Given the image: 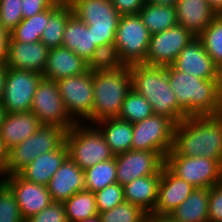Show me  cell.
Wrapping results in <instances>:
<instances>
[{"instance_id":"d4e9b609","label":"cell","mask_w":222,"mask_h":222,"mask_svg":"<svg viewBox=\"0 0 222 222\" xmlns=\"http://www.w3.org/2000/svg\"><path fill=\"white\" fill-rule=\"evenodd\" d=\"M161 170L157 174L136 178L123 186L125 202L140 207L148 215L154 212L157 202Z\"/></svg>"},{"instance_id":"83f0119b","label":"cell","mask_w":222,"mask_h":222,"mask_svg":"<svg viewBox=\"0 0 222 222\" xmlns=\"http://www.w3.org/2000/svg\"><path fill=\"white\" fill-rule=\"evenodd\" d=\"M209 188H195L168 216L175 222H208Z\"/></svg>"},{"instance_id":"681fc988","label":"cell","mask_w":222,"mask_h":222,"mask_svg":"<svg viewBox=\"0 0 222 222\" xmlns=\"http://www.w3.org/2000/svg\"><path fill=\"white\" fill-rule=\"evenodd\" d=\"M217 15L222 14V0H206Z\"/></svg>"},{"instance_id":"8fae6325","label":"cell","mask_w":222,"mask_h":222,"mask_svg":"<svg viewBox=\"0 0 222 222\" xmlns=\"http://www.w3.org/2000/svg\"><path fill=\"white\" fill-rule=\"evenodd\" d=\"M31 112L41 125L57 126L68 131L76 124L69 116L54 80L41 79L33 97Z\"/></svg>"},{"instance_id":"6da1fadb","label":"cell","mask_w":222,"mask_h":222,"mask_svg":"<svg viewBox=\"0 0 222 222\" xmlns=\"http://www.w3.org/2000/svg\"><path fill=\"white\" fill-rule=\"evenodd\" d=\"M172 149L182 156H204L222 163V126L215 115L189 116L175 124Z\"/></svg>"},{"instance_id":"6f0895ef","label":"cell","mask_w":222,"mask_h":222,"mask_svg":"<svg viewBox=\"0 0 222 222\" xmlns=\"http://www.w3.org/2000/svg\"><path fill=\"white\" fill-rule=\"evenodd\" d=\"M145 222H151V214L148 215L147 220Z\"/></svg>"},{"instance_id":"b9f144b4","label":"cell","mask_w":222,"mask_h":222,"mask_svg":"<svg viewBox=\"0 0 222 222\" xmlns=\"http://www.w3.org/2000/svg\"><path fill=\"white\" fill-rule=\"evenodd\" d=\"M208 222H222V182L209 188Z\"/></svg>"},{"instance_id":"ba28073f","label":"cell","mask_w":222,"mask_h":222,"mask_svg":"<svg viewBox=\"0 0 222 222\" xmlns=\"http://www.w3.org/2000/svg\"><path fill=\"white\" fill-rule=\"evenodd\" d=\"M165 166L195 188H210L222 182V163L212 158L182 156L171 149L165 157Z\"/></svg>"},{"instance_id":"cb8c5ba5","label":"cell","mask_w":222,"mask_h":222,"mask_svg":"<svg viewBox=\"0 0 222 222\" xmlns=\"http://www.w3.org/2000/svg\"><path fill=\"white\" fill-rule=\"evenodd\" d=\"M68 158V148L64 143L59 149L38 155L18 174L26 181L47 186L55 172Z\"/></svg>"},{"instance_id":"277c9868","label":"cell","mask_w":222,"mask_h":222,"mask_svg":"<svg viewBox=\"0 0 222 222\" xmlns=\"http://www.w3.org/2000/svg\"><path fill=\"white\" fill-rule=\"evenodd\" d=\"M168 80L179 105L189 116L215 115L220 109L216 79H201L179 72L172 65L165 66Z\"/></svg>"},{"instance_id":"db71d44e","label":"cell","mask_w":222,"mask_h":222,"mask_svg":"<svg viewBox=\"0 0 222 222\" xmlns=\"http://www.w3.org/2000/svg\"><path fill=\"white\" fill-rule=\"evenodd\" d=\"M215 116L219 119L222 126V107H220V109L215 113Z\"/></svg>"},{"instance_id":"8d00e7d4","label":"cell","mask_w":222,"mask_h":222,"mask_svg":"<svg viewBox=\"0 0 222 222\" xmlns=\"http://www.w3.org/2000/svg\"><path fill=\"white\" fill-rule=\"evenodd\" d=\"M99 216L101 222H145L148 214L136 205L123 202L110 210L99 213Z\"/></svg>"},{"instance_id":"d6a6232c","label":"cell","mask_w":222,"mask_h":222,"mask_svg":"<svg viewBox=\"0 0 222 222\" xmlns=\"http://www.w3.org/2000/svg\"><path fill=\"white\" fill-rule=\"evenodd\" d=\"M116 169L115 157L86 169L84 171L85 190L95 193L108 185L117 183Z\"/></svg>"},{"instance_id":"7402d4cb","label":"cell","mask_w":222,"mask_h":222,"mask_svg":"<svg viewBox=\"0 0 222 222\" xmlns=\"http://www.w3.org/2000/svg\"><path fill=\"white\" fill-rule=\"evenodd\" d=\"M88 71L87 62L70 49L60 46L49 49L43 78L58 81Z\"/></svg>"},{"instance_id":"9f6ffc18","label":"cell","mask_w":222,"mask_h":222,"mask_svg":"<svg viewBox=\"0 0 222 222\" xmlns=\"http://www.w3.org/2000/svg\"><path fill=\"white\" fill-rule=\"evenodd\" d=\"M58 1L63 4H71L75 0H58Z\"/></svg>"},{"instance_id":"bcb514c9","label":"cell","mask_w":222,"mask_h":222,"mask_svg":"<svg viewBox=\"0 0 222 222\" xmlns=\"http://www.w3.org/2000/svg\"><path fill=\"white\" fill-rule=\"evenodd\" d=\"M6 167H7V151L2 145L0 140V181L6 176Z\"/></svg>"},{"instance_id":"c3c4849f","label":"cell","mask_w":222,"mask_h":222,"mask_svg":"<svg viewBox=\"0 0 222 222\" xmlns=\"http://www.w3.org/2000/svg\"><path fill=\"white\" fill-rule=\"evenodd\" d=\"M6 75H7L6 63H0V102L2 101L4 94Z\"/></svg>"},{"instance_id":"7a4b0ae2","label":"cell","mask_w":222,"mask_h":222,"mask_svg":"<svg viewBox=\"0 0 222 222\" xmlns=\"http://www.w3.org/2000/svg\"><path fill=\"white\" fill-rule=\"evenodd\" d=\"M132 88L152 106L153 113L171 119L175 124L189 117L171 89L165 66L136 63L130 65Z\"/></svg>"},{"instance_id":"e0dca14e","label":"cell","mask_w":222,"mask_h":222,"mask_svg":"<svg viewBox=\"0 0 222 222\" xmlns=\"http://www.w3.org/2000/svg\"><path fill=\"white\" fill-rule=\"evenodd\" d=\"M48 52L49 48L41 41L18 42L9 35L6 66L16 70H30L43 74Z\"/></svg>"},{"instance_id":"f546056e","label":"cell","mask_w":222,"mask_h":222,"mask_svg":"<svg viewBox=\"0 0 222 222\" xmlns=\"http://www.w3.org/2000/svg\"><path fill=\"white\" fill-rule=\"evenodd\" d=\"M58 1L53 7L46 9L28 19H23L9 35L18 42L32 43L40 41L49 15L60 5Z\"/></svg>"},{"instance_id":"ac0fdd59","label":"cell","mask_w":222,"mask_h":222,"mask_svg":"<svg viewBox=\"0 0 222 222\" xmlns=\"http://www.w3.org/2000/svg\"><path fill=\"white\" fill-rule=\"evenodd\" d=\"M195 187L174 175L165 165L161 169L157 202L152 214L168 216L193 192Z\"/></svg>"},{"instance_id":"f5cc1de1","label":"cell","mask_w":222,"mask_h":222,"mask_svg":"<svg viewBox=\"0 0 222 222\" xmlns=\"http://www.w3.org/2000/svg\"><path fill=\"white\" fill-rule=\"evenodd\" d=\"M76 222H101V218L99 215L84 219V220H80V221H76Z\"/></svg>"},{"instance_id":"7dc6e473","label":"cell","mask_w":222,"mask_h":222,"mask_svg":"<svg viewBox=\"0 0 222 222\" xmlns=\"http://www.w3.org/2000/svg\"><path fill=\"white\" fill-rule=\"evenodd\" d=\"M216 89H217V100L219 102L220 107H222V64L217 66Z\"/></svg>"},{"instance_id":"2e32d148","label":"cell","mask_w":222,"mask_h":222,"mask_svg":"<svg viewBox=\"0 0 222 222\" xmlns=\"http://www.w3.org/2000/svg\"><path fill=\"white\" fill-rule=\"evenodd\" d=\"M1 181L15 195L25 221L53 202L47 186L26 181L19 174L6 175Z\"/></svg>"},{"instance_id":"f35d334b","label":"cell","mask_w":222,"mask_h":222,"mask_svg":"<svg viewBox=\"0 0 222 222\" xmlns=\"http://www.w3.org/2000/svg\"><path fill=\"white\" fill-rule=\"evenodd\" d=\"M98 213L114 208L125 202L124 190L121 185L114 183L94 193Z\"/></svg>"},{"instance_id":"f907efd6","label":"cell","mask_w":222,"mask_h":222,"mask_svg":"<svg viewBox=\"0 0 222 222\" xmlns=\"http://www.w3.org/2000/svg\"><path fill=\"white\" fill-rule=\"evenodd\" d=\"M151 222H175L169 216L151 214Z\"/></svg>"},{"instance_id":"e575fe53","label":"cell","mask_w":222,"mask_h":222,"mask_svg":"<svg viewBox=\"0 0 222 222\" xmlns=\"http://www.w3.org/2000/svg\"><path fill=\"white\" fill-rule=\"evenodd\" d=\"M124 66L126 65L121 60L119 51L114 43L97 46L92 57L87 62L88 70L91 72L117 70Z\"/></svg>"},{"instance_id":"ab89813d","label":"cell","mask_w":222,"mask_h":222,"mask_svg":"<svg viewBox=\"0 0 222 222\" xmlns=\"http://www.w3.org/2000/svg\"><path fill=\"white\" fill-rule=\"evenodd\" d=\"M22 0H0V23L10 33L22 20Z\"/></svg>"},{"instance_id":"ffe728a7","label":"cell","mask_w":222,"mask_h":222,"mask_svg":"<svg viewBox=\"0 0 222 222\" xmlns=\"http://www.w3.org/2000/svg\"><path fill=\"white\" fill-rule=\"evenodd\" d=\"M53 202H65L75 193L85 190L84 170L69 157L55 172L47 185Z\"/></svg>"},{"instance_id":"9c48e42d","label":"cell","mask_w":222,"mask_h":222,"mask_svg":"<svg viewBox=\"0 0 222 222\" xmlns=\"http://www.w3.org/2000/svg\"><path fill=\"white\" fill-rule=\"evenodd\" d=\"M151 34L138 14L121 15L115 42L125 65L145 63Z\"/></svg>"},{"instance_id":"7bdbcfd3","label":"cell","mask_w":222,"mask_h":222,"mask_svg":"<svg viewBox=\"0 0 222 222\" xmlns=\"http://www.w3.org/2000/svg\"><path fill=\"white\" fill-rule=\"evenodd\" d=\"M58 0H22L21 11L23 19H28L40 12L53 7Z\"/></svg>"},{"instance_id":"4dcf8cb0","label":"cell","mask_w":222,"mask_h":222,"mask_svg":"<svg viewBox=\"0 0 222 222\" xmlns=\"http://www.w3.org/2000/svg\"><path fill=\"white\" fill-rule=\"evenodd\" d=\"M73 13L70 4L61 3L50 15L40 41L49 49L62 46L63 33L69 16Z\"/></svg>"},{"instance_id":"44dd1931","label":"cell","mask_w":222,"mask_h":222,"mask_svg":"<svg viewBox=\"0 0 222 222\" xmlns=\"http://www.w3.org/2000/svg\"><path fill=\"white\" fill-rule=\"evenodd\" d=\"M40 126L39 119L31 111L5 113L0 128V140L4 149L8 152L33 135Z\"/></svg>"},{"instance_id":"484cf974","label":"cell","mask_w":222,"mask_h":222,"mask_svg":"<svg viewBox=\"0 0 222 222\" xmlns=\"http://www.w3.org/2000/svg\"><path fill=\"white\" fill-rule=\"evenodd\" d=\"M62 46L86 62L90 60L97 47L93 42L92 31H89L88 26L73 13L65 25Z\"/></svg>"},{"instance_id":"603a6c76","label":"cell","mask_w":222,"mask_h":222,"mask_svg":"<svg viewBox=\"0 0 222 222\" xmlns=\"http://www.w3.org/2000/svg\"><path fill=\"white\" fill-rule=\"evenodd\" d=\"M178 24L198 37L217 16L206 0H177Z\"/></svg>"},{"instance_id":"4fadbf2b","label":"cell","mask_w":222,"mask_h":222,"mask_svg":"<svg viewBox=\"0 0 222 222\" xmlns=\"http://www.w3.org/2000/svg\"><path fill=\"white\" fill-rule=\"evenodd\" d=\"M69 116L76 123H84L92 113L94 98L93 72L69 76L56 81Z\"/></svg>"},{"instance_id":"11a10c76","label":"cell","mask_w":222,"mask_h":222,"mask_svg":"<svg viewBox=\"0 0 222 222\" xmlns=\"http://www.w3.org/2000/svg\"><path fill=\"white\" fill-rule=\"evenodd\" d=\"M4 115H5V111L3 110V107H2L1 102H0V128H1V124H2V121H3Z\"/></svg>"},{"instance_id":"52a82bcc","label":"cell","mask_w":222,"mask_h":222,"mask_svg":"<svg viewBox=\"0 0 222 222\" xmlns=\"http://www.w3.org/2000/svg\"><path fill=\"white\" fill-rule=\"evenodd\" d=\"M70 5L73 14L92 31L96 46L115 42L121 15L110 0H75Z\"/></svg>"},{"instance_id":"836d02e7","label":"cell","mask_w":222,"mask_h":222,"mask_svg":"<svg viewBox=\"0 0 222 222\" xmlns=\"http://www.w3.org/2000/svg\"><path fill=\"white\" fill-rule=\"evenodd\" d=\"M153 114V109L150 103L142 95L131 88L124 99L118 118L134 124Z\"/></svg>"},{"instance_id":"816d5d0a","label":"cell","mask_w":222,"mask_h":222,"mask_svg":"<svg viewBox=\"0 0 222 222\" xmlns=\"http://www.w3.org/2000/svg\"><path fill=\"white\" fill-rule=\"evenodd\" d=\"M145 1L151 4H160V5L164 4V5L175 6L177 0H145Z\"/></svg>"},{"instance_id":"f1b7e54d","label":"cell","mask_w":222,"mask_h":222,"mask_svg":"<svg viewBox=\"0 0 222 222\" xmlns=\"http://www.w3.org/2000/svg\"><path fill=\"white\" fill-rule=\"evenodd\" d=\"M138 15L150 34H156L178 24L173 5H160L145 2Z\"/></svg>"},{"instance_id":"30bf717a","label":"cell","mask_w":222,"mask_h":222,"mask_svg":"<svg viewBox=\"0 0 222 222\" xmlns=\"http://www.w3.org/2000/svg\"><path fill=\"white\" fill-rule=\"evenodd\" d=\"M132 127L131 150L158 152L165 158L172 149L175 123L168 117L153 114Z\"/></svg>"},{"instance_id":"d590c367","label":"cell","mask_w":222,"mask_h":222,"mask_svg":"<svg viewBox=\"0 0 222 222\" xmlns=\"http://www.w3.org/2000/svg\"><path fill=\"white\" fill-rule=\"evenodd\" d=\"M198 38L214 64H222V14L217 15Z\"/></svg>"},{"instance_id":"3957f363","label":"cell","mask_w":222,"mask_h":222,"mask_svg":"<svg viewBox=\"0 0 222 222\" xmlns=\"http://www.w3.org/2000/svg\"><path fill=\"white\" fill-rule=\"evenodd\" d=\"M131 88L129 65L117 70L94 71L92 113L84 123L94 125L104 119L118 118Z\"/></svg>"},{"instance_id":"5b68a950","label":"cell","mask_w":222,"mask_h":222,"mask_svg":"<svg viewBox=\"0 0 222 222\" xmlns=\"http://www.w3.org/2000/svg\"><path fill=\"white\" fill-rule=\"evenodd\" d=\"M68 157L82 170L114 158L99 129L92 124L76 123L65 134Z\"/></svg>"},{"instance_id":"9a60e30c","label":"cell","mask_w":222,"mask_h":222,"mask_svg":"<svg viewBox=\"0 0 222 222\" xmlns=\"http://www.w3.org/2000/svg\"><path fill=\"white\" fill-rule=\"evenodd\" d=\"M116 179L122 187L136 178L157 174L165 165V158L158 152L129 150L115 155Z\"/></svg>"},{"instance_id":"d6986e66","label":"cell","mask_w":222,"mask_h":222,"mask_svg":"<svg viewBox=\"0 0 222 222\" xmlns=\"http://www.w3.org/2000/svg\"><path fill=\"white\" fill-rule=\"evenodd\" d=\"M172 66L179 72L189 73L201 79H216L217 66L198 37L181 50Z\"/></svg>"},{"instance_id":"1f68e13d","label":"cell","mask_w":222,"mask_h":222,"mask_svg":"<svg viewBox=\"0 0 222 222\" xmlns=\"http://www.w3.org/2000/svg\"><path fill=\"white\" fill-rule=\"evenodd\" d=\"M68 222H76L99 215L95 195L91 191L82 190L64 202Z\"/></svg>"},{"instance_id":"4316f807","label":"cell","mask_w":222,"mask_h":222,"mask_svg":"<svg viewBox=\"0 0 222 222\" xmlns=\"http://www.w3.org/2000/svg\"><path fill=\"white\" fill-rule=\"evenodd\" d=\"M94 125L104 136L114 156L131 150L133 127L130 122L119 118H109Z\"/></svg>"},{"instance_id":"60d3db41","label":"cell","mask_w":222,"mask_h":222,"mask_svg":"<svg viewBox=\"0 0 222 222\" xmlns=\"http://www.w3.org/2000/svg\"><path fill=\"white\" fill-rule=\"evenodd\" d=\"M25 222H68L63 202H52L38 214Z\"/></svg>"},{"instance_id":"7c38bea8","label":"cell","mask_w":222,"mask_h":222,"mask_svg":"<svg viewBox=\"0 0 222 222\" xmlns=\"http://www.w3.org/2000/svg\"><path fill=\"white\" fill-rule=\"evenodd\" d=\"M43 75L30 70L7 68L1 105L5 113L31 111L35 91Z\"/></svg>"},{"instance_id":"ee69618b","label":"cell","mask_w":222,"mask_h":222,"mask_svg":"<svg viewBox=\"0 0 222 222\" xmlns=\"http://www.w3.org/2000/svg\"><path fill=\"white\" fill-rule=\"evenodd\" d=\"M120 15L138 14L145 0H110Z\"/></svg>"},{"instance_id":"f6af8a7d","label":"cell","mask_w":222,"mask_h":222,"mask_svg":"<svg viewBox=\"0 0 222 222\" xmlns=\"http://www.w3.org/2000/svg\"><path fill=\"white\" fill-rule=\"evenodd\" d=\"M8 38L9 33L3 28L0 23V63H6Z\"/></svg>"},{"instance_id":"8992f818","label":"cell","mask_w":222,"mask_h":222,"mask_svg":"<svg viewBox=\"0 0 222 222\" xmlns=\"http://www.w3.org/2000/svg\"><path fill=\"white\" fill-rule=\"evenodd\" d=\"M66 130L42 125L26 140L7 152L6 175L18 174L38 155L59 149L65 143Z\"/></svg>"},{"instance_id":"74e56055","label":"cell","mask_w":222,"mask_h":222,"mask_svg":"<svg viewBox=\"0 0 222 222\" xmlns=\"http://www.w3.org/2000/svg\"><path fill=\"white\" fill-rule=\"evenodd\" d=\"M0 222H25L15 195L0 181Z\"/></svg>"},{"instance_id":"5bb4252c","label":"cell","mask_w":222,"mask_h":222,"mask_svg":"<svg viewBox=\"0 0 222 222\" xmlns=\"http://www.w3.org/2000/svg\"><path fill=\"white\" fill-rule=\"evenodd\" d=\"M195 36L180 24L151 35L145 58V64L156 66L172 65L181 50Z\"/></svg>"}]
</instances>
